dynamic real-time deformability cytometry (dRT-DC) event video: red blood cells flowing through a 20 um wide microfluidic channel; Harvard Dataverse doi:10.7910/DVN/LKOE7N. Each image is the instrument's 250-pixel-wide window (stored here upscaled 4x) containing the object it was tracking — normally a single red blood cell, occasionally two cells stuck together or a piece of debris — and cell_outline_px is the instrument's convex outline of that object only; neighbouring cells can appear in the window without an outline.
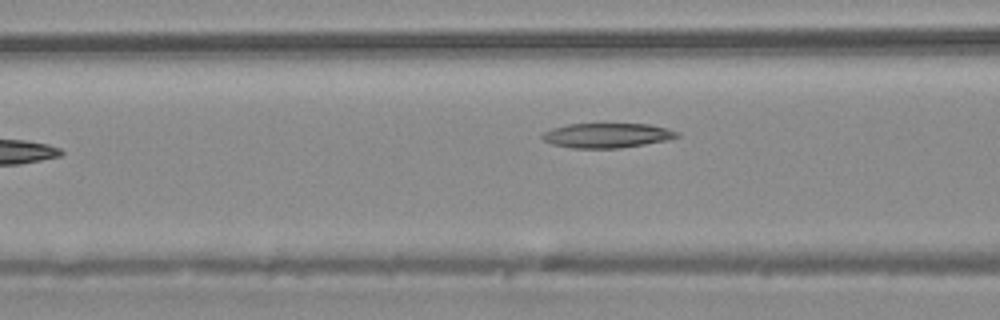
{"species": "common noctule bat (a hibernating species)", "species_latin": "Nyctalus noctula", "temperature_condition": "warm", "stored_images_in_passage": 6, "camera_frame_rate_fps": 3000, "um_per_image_px": 0.085, "animal": {"sex": "male", "body_mass_g": 20.4}, "frame": {"image": 1, "passage_image": 6, "time_ms": 1.667, "image_size_px": [1000, 320], "cell_outline_px": [[680, 136], [668, 140], [620, 148], [572, 148], [552, 144], [544, 140], [540, 136], [544, 132], [552, 128], [568, 124], [648, 124], [680, 132]], "centroid_in_image_um": [51.59, 11.51], "position_along_channel_um": 115.0, "area_um2": 19.31}}